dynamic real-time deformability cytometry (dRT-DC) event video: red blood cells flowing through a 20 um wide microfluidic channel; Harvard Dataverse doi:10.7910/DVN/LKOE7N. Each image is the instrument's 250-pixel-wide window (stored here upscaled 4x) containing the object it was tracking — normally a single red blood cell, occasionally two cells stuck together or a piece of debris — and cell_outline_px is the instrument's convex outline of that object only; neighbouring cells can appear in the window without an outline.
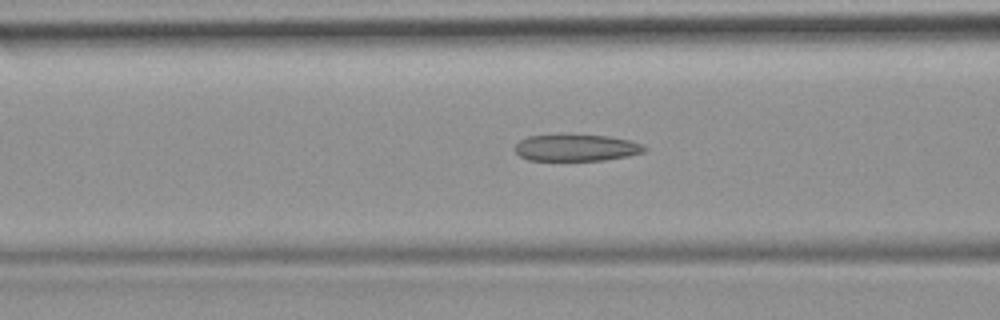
{"species": "common noctule bat (a hibernating species)", "species_latin": "Nyctalus noctula", "temperature_condition": "room temperature", "stored_images_in_passage": 4, "camera_frame_rate_fps": 3000, "um_per_image_px": 0.085, "animal": {"sex": "female", "body_mass_g": 19.9}, "frame": {"image": 1, "passage_image": 4, "time_ms": 3.333, "image_size_px": [1000, 320], "cell_outline_px": [[648, 148], [644, 152], [628, 156], [604, 160], [528, 160], [520, 156], [516, 152], [516, 144], [520, 140], [528, 136], [608, 136], [628, 140], [644, 144]], "centroid_in_image_um": [49.03, 12.58], "position_along_channel_um": 117.6, "area_um2": 19.71}}